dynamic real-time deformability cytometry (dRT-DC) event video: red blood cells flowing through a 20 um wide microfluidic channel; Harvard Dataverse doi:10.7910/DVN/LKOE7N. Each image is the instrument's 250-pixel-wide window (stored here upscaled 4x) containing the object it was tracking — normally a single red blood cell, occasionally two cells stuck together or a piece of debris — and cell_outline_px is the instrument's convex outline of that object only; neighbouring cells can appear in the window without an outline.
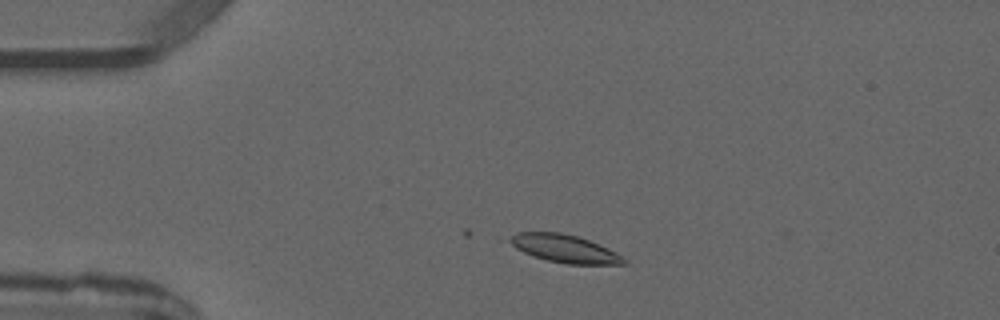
{"species": "common noctule bat (a hibernating species)", "species_latin": "Nyctalus noctula", "temperature_condition": "warm", "stored_images_in_passage": 4, "camera_frame_rate_fps": 3000, "um_per_image_px": 0.085, "animal": {"sex": "male", "forearm_length_mm": 52.5}, "frame": {"image": 1, "passage_image": 2, "time_ms": 1.0, "image_size_px": [1000, 320], "cell_outline_px": [[628, 264], [568, 264], [548, 260], [532, 256], [496, 240], [516, 232], [560, 232], [580, 236], [608, 248], [616, 252], [628, 260]], "centroid_in_image_um": [47.83, 21.1], "position_along_channel_um": 37.2, "area_um2": 19.36}}
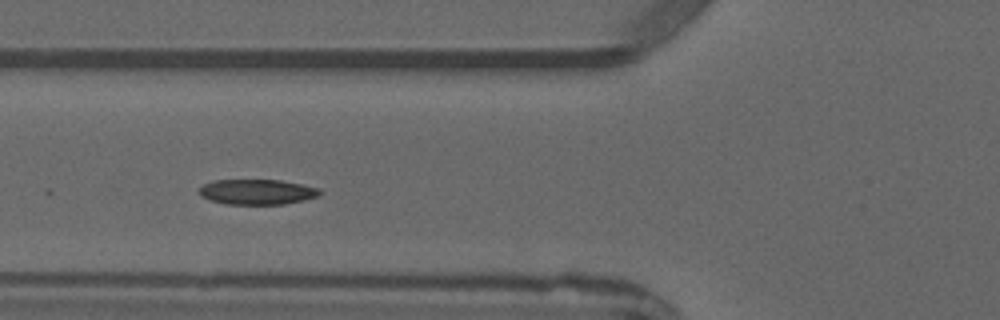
{"frame": {"image": 2, "passage_image": 4, "time_ms": 3.333, "image_size_px": [1000, 320], "cell_outline_px": [[324, 192], [320, 196], [304, 200], [284, 204], [224, 204], [200, 196], [200, 188], [204, 184], [216, 180], [280, 180], [320, 188]], "centroid_in_image_um": [21.91, 16.31], "position_along_channel_um": 103.9, "area_um2": 17.74}}